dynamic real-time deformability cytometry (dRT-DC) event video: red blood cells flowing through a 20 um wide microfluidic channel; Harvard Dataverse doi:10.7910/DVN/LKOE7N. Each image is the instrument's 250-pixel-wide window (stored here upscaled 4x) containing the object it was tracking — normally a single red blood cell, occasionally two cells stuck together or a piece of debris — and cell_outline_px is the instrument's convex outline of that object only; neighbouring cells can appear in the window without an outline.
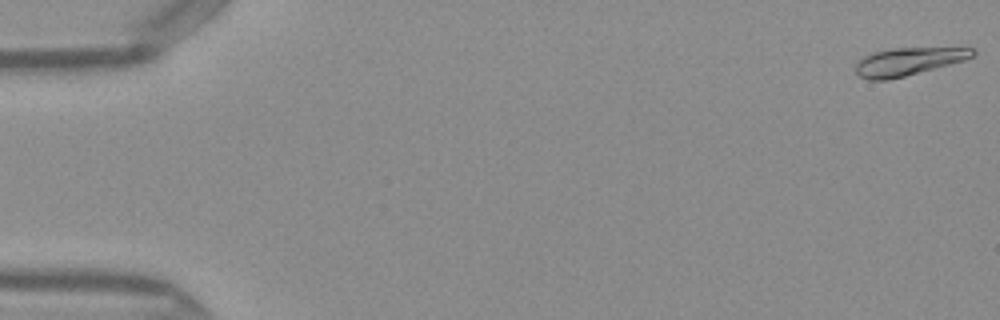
{"species": "Egyptian fruit bat (a non-hibernating species)", "species_latin": "Rousettus aegyptiacus", "temperature_condition": "warm", "stored_images_in_passage": 50, "camera_frame_rate_fps": 3000, "um_per_image_px": 0.085, "frame": {"image": 1, "passage_image": 1, "time_ms": 0.0, "image_size_px": [1000, 320], "cell_outline_px": [[976, 52], [972, 56], [964, 60], [904, 76], [888, 80], [868, 80], [860, 76], [856, 72], [856, 64], [864, 56], [876, 52], [892, 48], [976, 48]], "centroid_in_image_um": [77.19, 5.23], "position_along_channel_um": 7.8, "area_um2": 18.55}}
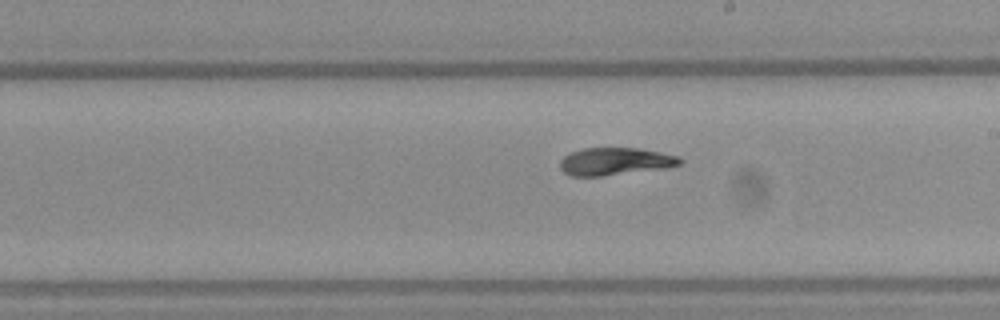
{"frame": {"image": 2, "passage_image": 29, "time_ms": 9.333, "image_size_px": [1000, 320], "cell_outline_px": [[684, 160], [680, 164], [664, 168], [600, 176], [572, 176], [564, 172], [560, 168], [560, 160], [564, 156], [572, 152], [584, 148], [636, 148], [660, 152], [680, 156]], "centroid_in_image_um": [52.29, 13.71], "position_along_channel_um": 236.7, "area_um2": 19.07}}
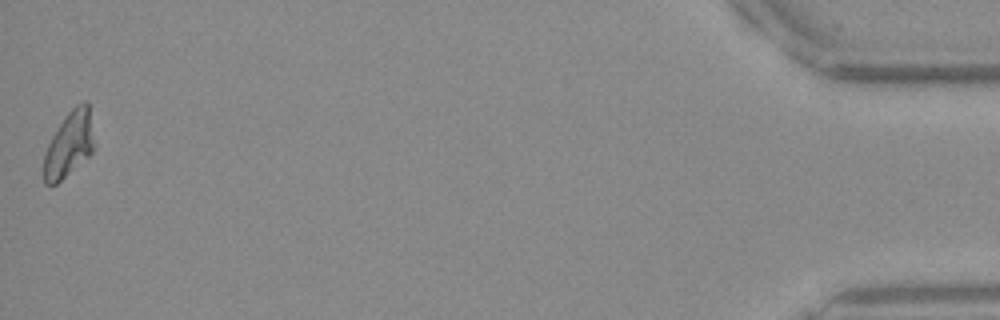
{"frame": {"image": 3, "passage_image": 50, "time_ms": 16.333, "image_size_px": [1000, 320], "cell_outline_px": [[96, 144], [92, 152], [88, 156], [56, 184], [44, 184], [44, 156], [48, 144], [52, 136], [64, 116], [76, 104], [84, 100], [88, 104]], "centroid_in_image_um": [5.9, 12.23], "position_along_channel_um": 429.3, "area_um2": 19.13}, "authors_computed_cell_mechanics": {"area_um2": 19.4786, "velocity_mm_per_s": 4.0764, "shape_relaxation_time_tau1_ms": 4.9138, "shape_relaxation_time_tau2_ms": 1.8255, "deformation_change_tau1": 0.1868, "deformation_change_tau2": 0.0612}}